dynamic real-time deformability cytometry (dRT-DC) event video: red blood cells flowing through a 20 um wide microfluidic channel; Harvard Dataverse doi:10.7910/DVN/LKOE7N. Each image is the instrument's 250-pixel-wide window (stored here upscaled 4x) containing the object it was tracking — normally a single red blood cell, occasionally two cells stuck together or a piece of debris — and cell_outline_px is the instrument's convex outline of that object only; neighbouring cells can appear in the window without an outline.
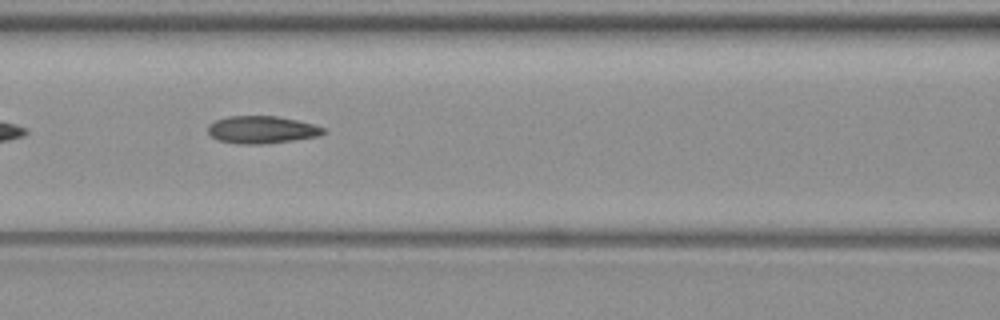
{"species": "common noctule bat (a hibernating species)", "species_latin": "Nyctalus noctula", "temperature_condition": "warm", "stored_images_in_passage": 17, "camera_frame_rate_fps": 3000, "um_per_image_px": 0.085, "animal": {"sex": "female", "body_mass_g": 19.3, "forearm_length_mm": 54.1}, "frame": {"image": 1, "passage_image": 8, "time_ms": 2.333, "image_size_px": [1000, 320], "cell_outline_px": [[328, 132], [320, 136], [264, 144], [240, 144], [216, 140], [208, 132], [208, 124], [216, 120], [228, 116], [276, 116], [296, 120], [312, 124], [324, 128]], "centroid_in_image_um": [22.25, 11.03], "position_along_channel_um": 144.4, "area_um2": 18.5}}
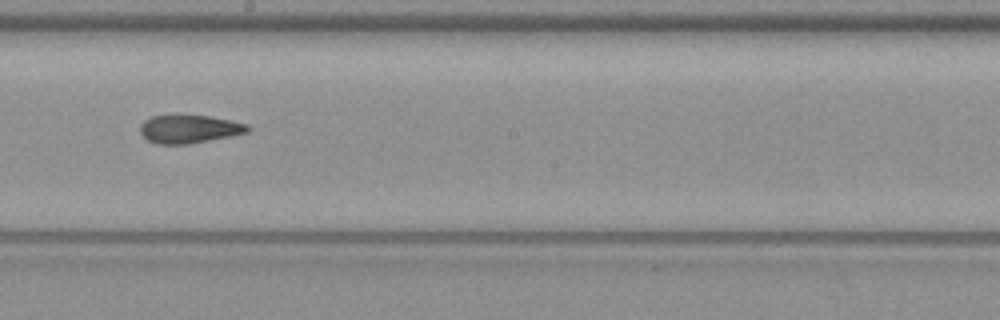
{"frame": {"image": 2, "passage_image": 15, "time_ms": 4.667, "image_size_px": [1000, 320], "cell_outline_px": [[252, 128], [248, 132], [232, 136], [188, 144], [156, 144], [148, 140], [140, 132], [140, 124], [144, 120], [152, 116], [208, 116], [248, 124]], "centroid_in_image_um": [16.1, 10.98], "position_along_channel_um": 232.1, "area_um2": 17.51}}